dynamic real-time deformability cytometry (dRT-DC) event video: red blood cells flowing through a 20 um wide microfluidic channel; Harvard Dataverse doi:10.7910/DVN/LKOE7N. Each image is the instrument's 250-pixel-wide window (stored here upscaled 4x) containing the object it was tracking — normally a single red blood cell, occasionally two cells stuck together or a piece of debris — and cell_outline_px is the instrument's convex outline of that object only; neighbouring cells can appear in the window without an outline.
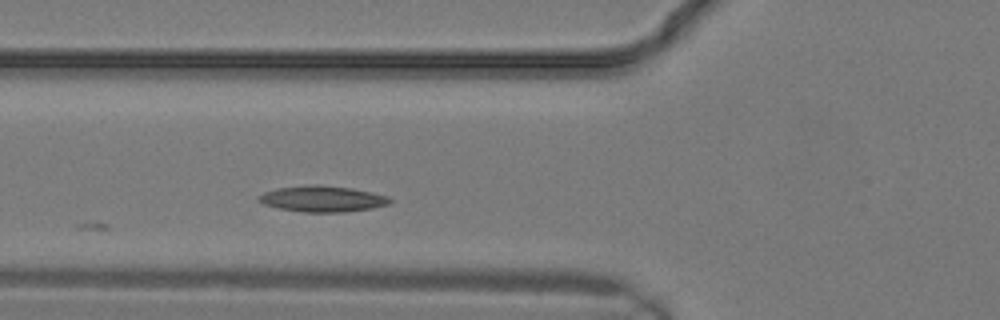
{"species": "common noctule bat (a hibernating species)", "species_latin": "Nyctalus noctula", "temperature_condition": "warm", "stored_images_in_passage": 3, "camera_frame_rate_fps": 3000, "um_per_image_px": 0.085, "animal": {"sex": "male", "body_mass_g": 19.2, "forearm_length_mm": 51.8}, "frame": {"image": 1, "passage_image": 3, "time_ms": 0.667, "image_size_px": [1000, 320], "cell_outline_px": [[392, 200], [388, 204], [372, 208], [344, 212], [304, 212], [280, 208], [264, 204], [256, 200], [256, 196], [264, 192], [276, 188], [304, 184], [320, 184], [352, 188], [372, 192], [388, 196]], "centroid_in_image_um": [27.37, 16.88], "position_along_channel_um": 98.4, "area_um2": 20.11}}